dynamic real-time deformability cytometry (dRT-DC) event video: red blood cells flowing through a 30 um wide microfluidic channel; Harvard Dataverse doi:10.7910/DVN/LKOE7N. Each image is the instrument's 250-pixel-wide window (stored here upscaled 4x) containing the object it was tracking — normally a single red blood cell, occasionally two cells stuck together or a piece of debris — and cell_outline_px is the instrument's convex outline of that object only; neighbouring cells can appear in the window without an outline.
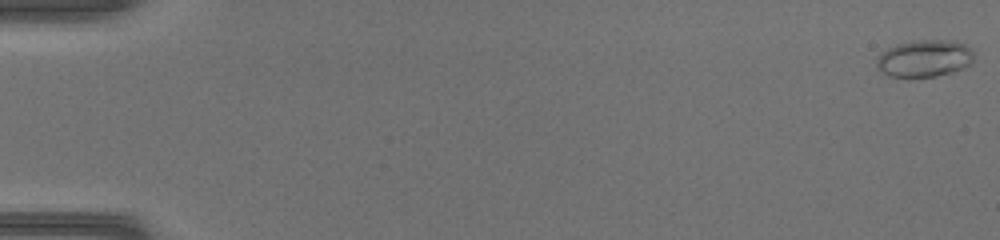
{"species": "common noctule bat (a hibernating species)", "species_latin": "Nyctalus noctula", "temperature_condition": "warm", "stored_images_in_passage": 36, "camera_frame_rate_fps": 3000, "um_per_image_px": 0.085, "animal": {"sex": "female", "body_mass_g": 17.0, "forearm_length_mm": 48.0}, "frame": {"image": 1, "passage_image": 1, "time_ms": 0.0, "image_size_px": [1000, 240], "cell_outline_px": [[976, 52], [972, 64], [964, 68], [952, 72], [936, 76], [888, 76], [880, 72], [876, 64], [876, 56], [888, 48], [896, 44], [920, 40], [952, 40], [964, 44], [972, 48]], "centroid_in_image_um": [78.62, 4.96], "position_along_channel_um": 6.4, "area_um2": 21.27}}
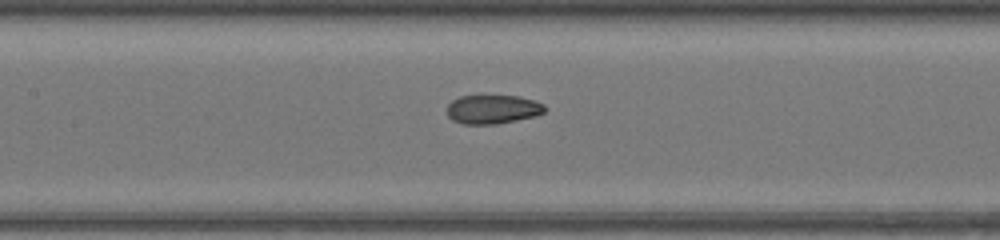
{"frame": {"image": 2, "passage_image": 25, "time_ms": 8.0, "image_size_px": [1000, 240], "cell_outline_px": [[544, 112], [536, 116], [496, 124], [460, 124], [452, 120], [448, 116], [448, 104], [452, 100], [460, 96], [520, 96], [536, 100], [544, 104]], "centroid_in_image_um": [41.88, 9.29], "position_along_channel_um": 165.5, "area_um2": 16.53}}
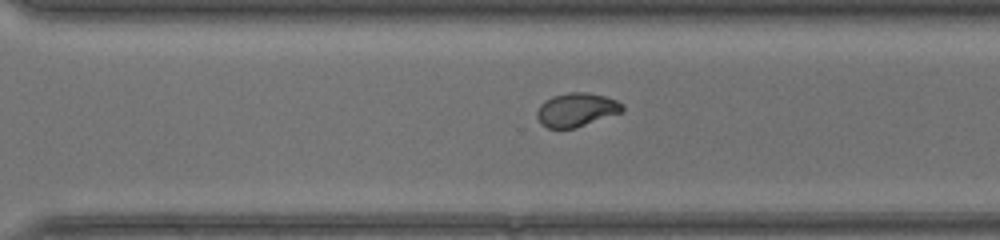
{"frame": {"image": 3, "passage_image": 36, "time_ms": 11.667, "image_size_px": [1000, 240], "cell_outline_px": [[624, 108], [620, 112], [576, 128], [548, 128], [540, 124], [536, 116], [536, 112], [540, 104], [544, 100], [552, 96], [568, 92], [588, 92], [604, 96], [616, 100], [624, 104]], "centroid_in_image_um": [48.95, 9.32], "position_along_channel_um": 321.6, "area_um2": 16.82}}